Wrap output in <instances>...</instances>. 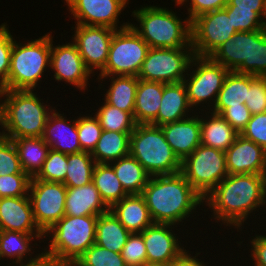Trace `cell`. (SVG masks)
I'll list each match as a JSON object with an SVG mask.
<instances>
[{"instance_id": "obj_16", "label": "cell", "mask_w": 266, "mask_h": 266, "mask_svg": "<svg viewBox=\"0 0 266 266\" xmlns=\"http://www.w3.org/2000/svg\"><path fill=\"white\" fill-rule=\"evenodd\" d=\"M71 30H74L71 41L76 45L86 67L95 76L106 65L115 30L104 26L78 24L73 25Z\"/></svg>"}, {"instance_id": "obj_19", "label": "cell", "mask_w": 266, "mask_h": 266, "mask_svg": "<svg viewBox=\"0 0 266 266\" xmlns=\"http://www.w3.org/2000/svg\"><path fill=\"white\" fill-rule=\"evenodd\" d=\"M225 154L228 174H266V151L241 134Z\"/></svg>"}, {"instance_id": "obj_43", "label": "cell", "mask_w": 266, "mask_h": 266, "mask_svg": "<svg viewBox=\"0 0 266 266\" xmlns=\"http://www.w3.org/2000/svg\"><path fill=\"white\" fill-rule=\"evenodd\" d=\"M245 105L252 115L266 112V77L249 75Z\"/></svg>"}, {"instance_id": "obj_37", "label": "cell", "mask_w": 266, "mask_h": 266, "mask_svg": "<svg viewBox=\"0 0 266 266\" xmlns=\"http://www.w3.org/2000/svg\"><path fill=\"white\" fill-rule=\"evenodd\" d=\"M98 105V110L93 113L98 119L102 130L114 132H133L136 126L133 116L107 104L105 101Z\"/></svg>"}, {"instance_id": "obj_49", "label": "cell", "mask_w": 266, "mask_h": 266, "mask_svg": "<svg viewBox=\"0 0 266 266\" xmlns=\"http://www.w3.org/2000/svg\"><path fill=\"white\" fill-rule=\"evenodd\" d=\"M241 135L266 151V112L252 115Z\"/></svg>"}, {"instance_id": "obj_52", "label": "cell", "mask_w": 266, "mask_h": 266, "mask_svg": "<svg viewBox=\"0 0 266 266\" xmlns=\"http://www.w3.org/2000/svg\"><path fill=\"white\" fill-rule=\"evenodd\" d=\"M226 6L252 9L266 22V0H228Z\"/></svg>"}, {"instance_id": "obj_26", "label": "cell", "mask_w": 266, "mask_h": 266, "mask_svg": "<svg viewBox=\"0 0 266 266\" xmlns=\"http://www.w3.org/2000/svg\"><path fill=\"white\" fill-rule=\"evenodd\" d=\"M109 210L131 233H141L153 224L148 207L141 194L127 195Z\"/></svg>"}, {"instance_id": "obj_12", "label": "cell", "mask_w": 266, "mask_h": 266, "mask_svg": "<svg viewBox=\"0 0 266 266\" xmlns=\"http://www.w3.org/2000/svg\"><path fill=\"white\" fill-rule=\"evenodd\" d=\"M237 31L224 7L203 13L191 21V45L195 56L209 57Z\"/></svg>"}, {"instance_id": "obj_11", "label": "cell", "mask_w": 266, "mask_h": 266, "mask_svg": "<svg viewBox=\"0 0 266 266\" xmlns=\"http://www.w3.org/2000/svg\"><path fill=\"white\" fill-rule=\"evenodd\" d=\"M194 56L193 48H150L137 77L164 84L183 82Z\"/></svg>"}, {"instance_id": "obj_35", "label": "cell", "mask_w": 266, "mask_h": 266, "mask_svg": "<svg viewBox=\"0 0 266 266\" xmlns=\"http://www.w3.org/2000/svg\"><path fill=\"white\" fill-rule=\"evenodd\" d=\"M92 182L109 208L128 195L110 164L96 163L93 169Z\"/></svg>"}, {"instance_id": "obj_17", "label": "cell", "mask_w": 266, "mask_h": 266, "mask_svg": "<svg viewBox=\"0 0 266 266\" xmlns=\"http://www.w3.org/2000/svg\"><path fill=\"white\" fill-rule=\"evenodd\" d=\"M177 227L180 226L153 223L141 232L146 247L147 262L171 265L186 249L187 246L183 244L185 241H182L178 235L181 231L175 233Z\"/></svg>"}, {"instance_id": "obj_44", "label": "cell", "mask_w": 266, "mask_h": 266, "mask_svg": "<svg viewBox=\"0 0 266 266\" xmlns=\"http://www.w3.org/2000/svg\"><path fill=\"white\" fill-rule=\"evenodd\" d=\"M31 177L28 174L0 176V198L21 197L29 194Z\"/></svg>"}, {"instance_id": "obj_20", "label": "cell", "mask_w": 266, "mask_h": 266, "mask_svg": "<svg viewBox=\"0 0 266 266\" xmlns=\"http://www.w3.org/2000/svg\"><path fill=\"white\" fill-rule=\"evenodd\" d=\"M43 238L44 234H27L16 231H1L0 260L7 259L6 261L11 262H9V264L6 263L5 265H25L37 263L43 258L42 251L39 252V247H41L39 244L43 242ZM36 240L39 241V244H37ZM32 242L35 243L33 244ZM35 245L39 246L37 251H34L37 249V247H35V249L33 248Z\"/></svg>"}, {"instance_id": "obj_55", "label": "cell", "mask_w": 266, "mask_h": 266, "mask_svg": "<svg viewBox=\"0 0 266 266\" xmlns=\"http://www.w3.org/2000/svg\"><path fill=\"white\" fill-rule=\"evenodd\" d=\"M6 266H10V265H6ZM11 266H57V265L53 263L51 260H49L48 258L43 257L37 263L25 264V265H11Z\"/></svg>"}, {"instance_id": "obj_36", "label": "cell", "mask_w": 266, "mask_h": 266, "mask_svg": "<svg viewBox=\"0 0 266 266\" xmlns=\"http://www.w3.org/2000/svg\"><path fill=\"white\" fill-rule=\"evenodd\" d=\"M96 162L91 153L81 151L68 154V165L65 181L66 187H81L92 182L93 169Z\"/></svg>"}, {"instance_id": "obj_13", "label": "cell", "mask_w": 266, "mask_h": 266, "mask_svg": "<svg viewBox=\"0 0 266 266\" xmlns=\"http://www.w3.org/2000/svg\"><path fill=\"white\" fill-rule=\"evenodd\" d=\"M66 193L63 183L31 178L28 195L35 223L43 233L65 215Z\"/></svg>"}, {"instance_id": "obj_24", "label": "cell", "mask_w": 266, "mask_h": 266, "mask_svg": "<svg viewBox=\"0 0 266 266\" xmlns=\"http://www.w3.org/2000/svg\"><path fill=\"white\" fill-rule=\"evenodd\" d=\"M196 113L190 106L183 82L164 84L161 104L157 117L150 123L161 126L176 122Z\"/></svg>"}, {"instance_id": "obj_4", "label": "cell", "mask_w": 266, "mask_h": 266, "mask_svg": "<svg viewBox=\"0 0 266 266\" xmlns=\"http://www.w3.org/2000/svg\"><path fill=\"white\" fill-rule=\"evenodd\" d=\"M97 220L98 216L64 215L44 233L48 246L42 247L43 257L57 266H72L95 243Z\"/></svg>"}, {"instance_id": "obj_47", "label": "cell", "mask_w": 266, "mask_h": 266, "mask_svg": "<svg viewBox=\"0 0 266 266\" xmlns=\"http://www.w3.org/2000/svg\"><path fill=\"white\" fill-rule=\"evenodd\" d=\"M252 75L266 77V29L253 31Z\"/></svg>"}, {"instance_id": "obj_27", "label": "cell", "mask_w": 266, "mask_h": 266, "mask_svg": "<svg viewBox=\"0 0 266 266\" xmlns=\"http://www.w3.org/2000/svg\"><path fill=\"white\" fill-rule=\"evenodd\" d=\"M108 78L109 81H107ZM96 80L98 81V88L101 86L99 90L104 86L102 90L105 93L103 94L104 98L102 100L113 107L129 112L133 116L139 81L137 76H97ZM103 81L110 82V85L107 86L108 89L102 84Z\"/></svg>"}, {"instance_id": "obj_5", "label": "cell", "mask_w": 266, "mask_h": 266, "mask_svg": "<svg viewBox=\"0 0 266 266\" xmlns=\"http://www.w3.org/2000/svg\"><path fill=\"white\" fill-rule=\"evenodd\" d=\"M34 90H1L5 131L8 139L42 137L49 114L54 110ZM47 103V104H45Z\"/></svg>"}, {"instance_id": "obj_21", "label": "cell", "mask_w": 266, "mask_h": 266, "mask_svg": "<svg viewBox=\"0 0 266 266\" xmlns=\"http://www.w3.org/2000/svg\"><path fill=\"white\" fill-rule=\"evenodd\" d=\"M56 107L46 121L43 140L50 146V149L64 154L81 152L76 116L73 120H69L66 114H61V111L59 109L57 111Z\"/></svg>"}, {"instance_id": "obj_14", "label": "cell", "mask_w": 266, "mask_h": 266, "mask_svg": "<svg viewBox=\"0 0 266 266\" xmlns=\"http://www.w3.org/2000/svg\"><path fill=\"white\" fill-rule=\"evenodd\" d=\"M130 0H64L75 24L104 26L114 30L128 27L131 22H120L119 16ZM66 3V4H65ZM122 23V24H119ZM120 25V26H119Z\"/></svg>"}, {"instance_id": "obj_30", "label": "cell", "mask_w": 266, "mask_h": 266, "mask_svg": "<svg viewBox=\"0 0 266 266\" xmlns=\"http://www.w3.org/2000/svg\"><path fill=\"white\" fill-rule=\"evenodd\" d=\"M12 141L17 149L23 171L31 178L35 177L48 156L50 146L42 137L14 138Z\"/></svg>"}, {"instance_id": "obj_40", "label": "cell", "mask_w": 266, "mask_h": 266, "mask_svg": "<svg viewBox=\"0 0 266 266\" xmlns=\"http://www.w3.org/2000/svg\"><path fill=\"white\" fill-rule=\"evenodd\" d=\"M67 165L68 154L50 149L41 170L34 178L63 183L65 181Z\"/></svg>"}, {"instance_id": "obj_25", "label": "cell", "mask_w": 266, "mask_h": 266, "mask_svg": "<svg viewBox=\"0 0 266 266\" xmlns=\"http://www.w3.org/2000/svg\"><path fill=\"white\" fill-rule=\"evenodd\" d=\"M109 211L93 182L81 187H67L65 215L99 216Z\"/></svg>"}, {"instance_id": "obj_6", "label": "cell", "mask_w": 266, "mask_h": 266, "mask_svg": "<svg viewBox=\"0 0 266 266\" xmlns=\"http://www.w3.org/2000/svg\"><path fill=\"white\" fill-rule=\"evenodd\" d=\"M21 42V43H20ZM51 32L37 39L17 41L14 39L8 90H34L41 84L46 72H50ZM46 69H49L46 71ZM45 72V73H44Z\"/></svg>"}, {"instance_id": "obj_15", "label": "cell", "mask_w": 266, "mask_h": 266, "mask_svg": "<svg viewBox=\"0 0 266 266\" xmlns=\"http://www.w3.org/2000/svg\"><path fill=\"white\" fill-rule=\"evenodd\" d=\"M54 35L51 32L50 69L53 71V80L72 85L83 94H86L90 85L88 80L94 75L86 67L76 45L70 41L65 44L53 45ZM68 84V85H67Z\"/></svg>"}, {"instance_id": "obj_45", "label": "cell", "mask_w": 266, "mask_h": 266, "mask_svg": "<svg viewBox=\"0 0 266 266\" xmlns=\"http://www.w3.org/2000/svg\"><path fill=\"white\" fill-rule=\"evenodd\" d=\"M126 266H142L147 262V252L141 233H131L121 251Z\"/></svg>"}, {"instance_id": "obj_22", "label": "cell", "mask_w": 266, "mask_h": 266, "mask_svg": "<svg viewBox=\"0 0 266 266\" xmlns=\"http://www.w3.org/2000/svg\"><path fill=\"white\" fill-rule=\"evenodd\" d=\"M167 143L182 161L201 144V124L199 112L176 122L160 126Z\"/></svg>"}, {"instance_id": "obj_56", "label": "cell", "mask_w": 266, "mask_h": 266, "mask_svg": "<svg viewBox=\"0 0 266 266\" xmlns=\"http://www.w3.org/2000/svg\"><path fill=\"white\" fill-rule=\"evenodd\" d=\"M142 266H171L164 263L146 262Z\"/></svg>"}, {"instance_id": "obj_7", "label": "cell", "mask_w": 266, "mask_h": 266, "mask_svg": "<svg viewBox=\"0 0 266 266\" xmlns=\"http://www.w3.org/2000/svg\"><path fill=\"white\" fill-rule=\"evenodd\" d=\"M129 154L151 175H172L181 170V160L167 143L160 126L136 124L130 134Z\"/></svg>"}, {"instance_id": "obj_8", "label": "cell", "mask_w": 266, "mask_h": 266, "mask_svg": "<svg viewBox=\"0 0 266 266\" xmlns=\"http://www.w3.org/2000/svg\"><path fill=\"white\" fill-rule=\"evenodd\" d=\"M228 73L226 67L210 57H193L183 83L188 102L194 111H210L214 107Z\"/></svg>"}, {"instance_id": "obj_28", "label": "cell", "mask_w": 266, "mask_h": 266, "mask_svg": "<svg viewBox=\"0 0 266 266\" xmlns=\"http://www.w3.org/2000/svg\"><path fill=\"white\" fill-rule=\"evenodd\" d=\"M199 114L201 144L225 152L239 133L220 114L212 111H199Z\"/></svg>"}, {"instance_id": "obj_10", "label": "cell", "mask_w": 266, "mask_h": 266, "mask_svg": "<svg viewBox=\"0 0 266 266\" xmlns=\"http://www.w3.org/2000/svg\"><path fill=\"white\" fill-rule=\"evenodd\" d=\"M149 49L131 25L115 30L106 65L96 76H138Z\"/></svg>"}, {"instance_id": "obj_31", "label": "cell", "mask_w": 266, "mask_h": 266, "mask_svg": "<svg viewBox=\"0 0 266 266\" xmlns=\"http://www.w3.org/2000/svg\"><path fill=\"white\" fill-rule=\"evenodd\" d=\"M130 234L110 210L98 216L95 244L121 253Z\"/></svg>"}, {"instance_id": "obj_33", "label": "cell", "mask_w": 266, "mask_h": 266, "mask_svg": "<svg viewBox=\"0 0 266 266\" xmlns=\"http://www.w3.org/2000/svg\"><path fill=\"white\" fill-rule=\"evenodd\" d=\"M103 130L96 148L91 153L98 164H110L129 155L130 134Z\"/></svg>"}, {"instance_id": "obj_46", "label": "cell", "mask_w": 266, "mask_h": 266, "mask_svg": "<svg viewBox=\"0 0 266 266\" xmlns=\"http://www.w3.org/2000/svg\"><path fill=\"white\" fill-rule=\"evenodd\" d=\"M10 174H26L19 160L17 149L12 140L0 141V176Z\"/></svg>"}, {"instance_id": "obj_1", "label": "cell", "mask_w": 266, "mask_h": 266, "mask_svg": "<svg viewBox=\"0 0 266 266\" xmlns=\"http://www.w3.org/2000/svg\"><path fill=\"white\" fill-rule=\"evenodd\" d=\"M265 193L266 174H228L204 198V206H208L204 212L210 209L212 214L208 218L221 226L224 224L225 228L230 227L231 231H247L243 229L247 228L244 227L246 223L250 226L251 215L254 216L259 209L265 212L262 210L265 208Z\"/></svg>"}, {"instance_id": "obj_53", "label": "cell", "mask_w": 266, "mask_h": 266, "mask_svg": "<svg viewBox=\"0 0 266 266\" xmlns=\"http://www.w3.org/2000/svg\"><path fill=\"white\" fill-rule=\"evenodd\" d=\"M190 250H184L171 264V266H207L209 263L205 262V260H203L202 256V260L199 259L198 257L201 254V251H195V255L193 256L194 251H190ZM209 266V265H208ZM211 266V265H210Z\"/></svg>"}, {"instance_id": "obj_51", "label": "cell", "mask_w": 266, "mask_h": 266, "mask_svg": "<svg viewBox=\"0 0 266 266\" xmlns=\"http://www.w3.org/2000/svg\"><path fill=\"white\" fill-rule=\"evenodd\" d=\"M264 229L266 231V227ZM262 233L263 235L255 233L254 236H251V239L247 240L248 248L251 247L248 250V253H250L248 256L251 257L249 260H252V266H266V233L265 235L264 232Z\"/></svg>"}, {"instance_id": "obj_32", "label": "cell", "mask_w": 266, "mask_h": 266, "mask_svg": "<svg viewBox=\"0 0 266 266\" xmlns=\"http://www.w3.org/2000/svg\"><path fill=\"white\" fill-rule=\"evenodd\" d=\"M115 175L128 195L141 194L151 175L130 154L111 162Z\"/></svg>"}, {"instance_id": "obj_50", "label": "cell", "mask_w": 266, "mask_h": 266, "mask_svg": "<svg viewBox=\"0 0 266 266\" xmlns=\"http://www.w3.org/2000/svg\"><path fill=\"white\" fill-rule=\"evenodd\" d=\"M220 115L239 133L246 128L252 114L245 104L225 108Z\"/></svg>"}, {"instance_id": "obj_2", "label": "cell", "mask_w": 266, "mask_h": 266, "mask_svg": "<svg viewBox=\"0 0 266 266\" xmlns=\"http://www.w3.org/2000/svg\"><path fill=\"white\" fill-rule=\"evenodd\" d=\"M141 195L153 223L183 225V228L194 213H199L200 206H204V198L180 172L151 176Z\"/></svg>"}, {"instance_id": "obj_3", "label": "cell", "mask_w": 266, "mask_h": 266, "mask_svg": "<svg viewBox=\"0 0 266 266\" xmlns=\"http://www.w3.org/2000/svg\"><path fill=\"white\" fill-rule=\"evenodd\" d=\"M144 6V7H143ZM140 5L130 16L136 19L130 24L150 48H192L191 20H184L177 12L159 5ZM134 23V24H133ZM136 24V26H135ZM139 26V27H138Z\"/></svg>"}, {"instance_id": "obj_48", "label": "cell", "mask_w": 266, "mask_h": 266, "mask_svg": "<svg viewBox=\"0 0 266 266\" xmlns=\"http://www.w3.org/2000/svg\"><path fill=\"white\" fill-rule=\"evenodd\" d=\"M171 1L172 2L174 1L175 3L174 6L186 7L188 13H185V14H188L187 16L189 17L191 21L203 13L215 11L217 9H222L228 3V0H190V1L189 0H171Z\"/></svg>"}, {"instance_id": "obj_38", "label": "cell", "mask_w": 266, "mask_h": 266, "mask_svg": "<svg viewBox=\"0 0 266 266\" xmlns=\"http://www.w3.org/2000/svg\"><path fill=\"white\" fill-rule=\"evenodd\" d=\"M72 266H126V264L121 253L109 251L94 243Z\"/></svg>"}, {"instance_id": "obj_57", "label": "cell", "mask_w": 266, "mask_h": 266, "mask_svg": "<svg viewBox=\"0 0 266 266\" xmlns=\"http://www.w3.org/2000/svg\"><path fill=\"white\" fill-rule=\"evenodd\" d=\"M265 205H266V193H265ZM266 210V206L264 208V211Z\"/></svg>"}, {"instance_id": "obj_41", "label": "cell", "mask_w": 266, "mask_h": 266, "mask_svg": "<svg viewBox=\"0 0 266 266\" xmlns=\"http://www.w3.org/2000/svg\"><path fill=\"white\" fill-rule=\"evenodd\" d=\"M231 13V22L237 32H250L266 29V22L252 9L237 8V6H225Z\"/></svg>"}, {"instance_id": "obj_29", "label": "cell", "mask_w": 266, "mask_h": 266, "mask_svg": "<svg viewBox=\"0 0 266 266\" xmlns=\"http://www.w3.org/2000/svg\"><path fill=\"white\" fill-rule=\"evenodd\" d=\"M164 83L139 79L133 118L136 124H150L158 114Z\"/></svg>"}, {"instance_id": "obj_42", "label": "cell", "mask_w": 266, "mask_h": 266, "mask_svg": "<svg viewBox=\"0 0 266 266\" xmlns=\"http://www.w3.org/2000/svg\"><path fill=\"white\" fill-rule=\"evenodd\" d=\"M7 26V22L0 25V91L8 90L11 52L15 39Z\"/></svg>"}, {"instance_id": "obj_9", "label": "cell", "mask_w": 266, "mask_h": 266, "mask_svg": "<svg viewBox=\"0 0 266 266\" xmlns=\"http://www.w3.org/2000/svg\"><path fill=\"white\" fill-rule=\"evenodd\" d=\"M180 173L205 198L228 175L226 154L200 144L181 161Z\"/></svg>"}, {"instance_id": "obj_54", "label": "cell", "mask_w": 266, "mask_h": 266, "mask_svg": "<svg viewBox=\"0 0 266 266\" xmlns=\"http://www.w3.org/2000/svg\"><path fill=\"white\" fill-rule=\"evenodd\" d=\"M0 141H3L7 138L5 131V119H4V107L0 97Z\"/></svg>"}, {"instance_id": "obj_34", "label": "cell", "mask_w": 266, "mask_h": 266, "mask_svg": "<svg viewBox=\"0 0 266 266\" xmlns=\"http://www.w3.org/2000/svg\"><path fill=\"white\" fill-rule=\"evenodd\" d=\"M248 89L249 74L229 71L218 93L215 105L210 111L220 114L227 107L245 104Z\"/></svg>"}, {"instance_id": "obj_18", "label": "cell", "mask_w": 266, "mask_h": 266, "mask_svg": "<svg viewBox=\"0 0 266 266\" xmlns=\"http://www.w3.org/2000/svg\"><path fill=\"white\" fill-rule=\"evenodd\" d=\"M253 31H239L209 57L229 71L252 75Z\"/></svg>"}, {"instance_id": "obj_39", "label": "cell", "mask_w": 266, "mask_h": 266, "mask_svg": "<svg viewBox=\"0 0 266 266\" xmlns=\"http://www.w3.org/2000/svg\"><path fill=\"white\" fill-rule=\"evenodd\" d=\"M102 131V127L93 112L77 116V132L82 151L92 153Z\"/></svg>"}, {"instance_id": "obj_23", "label": "cell", "mask_w": 266, "mask_h": 266, "mask_svg": "<svg viewBox=\"0 0 266 266\" xmlns=\"http://www.w3.org/2000/svg\"><path fill=\"white\" fill-rule=\"evenodd\" d=\"M0 230L44 234L35 223L29 195L0 198Z\"/></svg>"}]
</instances>
